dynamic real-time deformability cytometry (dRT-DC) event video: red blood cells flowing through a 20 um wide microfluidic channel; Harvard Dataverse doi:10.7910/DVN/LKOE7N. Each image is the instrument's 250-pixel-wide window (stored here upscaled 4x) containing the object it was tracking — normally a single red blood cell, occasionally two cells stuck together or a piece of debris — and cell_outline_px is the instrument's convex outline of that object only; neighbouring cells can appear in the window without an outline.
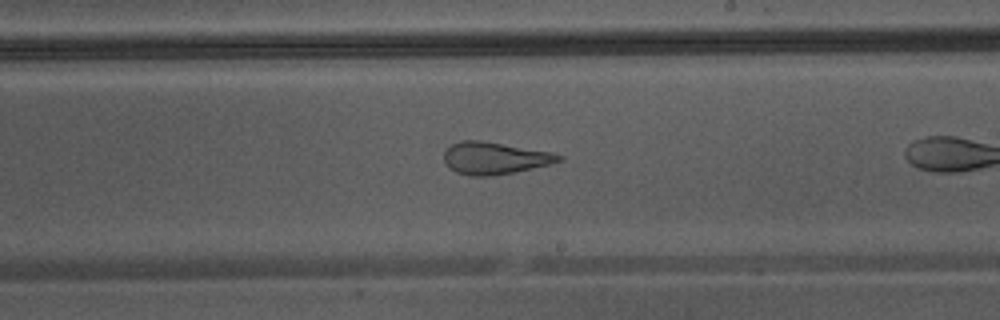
{"species": "Egyptian fruit bat (a non-hibernating species)", "species_latin": "Rousettus aegyptiacus", "temperature_condition": "warm", "stored_images_in_passage": 34, "camera_frame_rate_fps": 3000, "um_per_image_px": 0.085, "animal": {"sex": "male"}, "frame": {"image": 1, "passage_image": 25, "time_ms": 8.0, "image_size_px": [1000, 320], "cell_outline_px": [[564, 160], [532, 168], [492, 176], [468, 176], [456, 172], [448, 168], [444, 160], [444, 152], [452, 144], [460, 140], [480, 140], [552, 152], [564, 156]], "centroid_in_image_um": [42.02, 13.44], "position_along_channel_um": 247.0, "area_um2": 21.5}}